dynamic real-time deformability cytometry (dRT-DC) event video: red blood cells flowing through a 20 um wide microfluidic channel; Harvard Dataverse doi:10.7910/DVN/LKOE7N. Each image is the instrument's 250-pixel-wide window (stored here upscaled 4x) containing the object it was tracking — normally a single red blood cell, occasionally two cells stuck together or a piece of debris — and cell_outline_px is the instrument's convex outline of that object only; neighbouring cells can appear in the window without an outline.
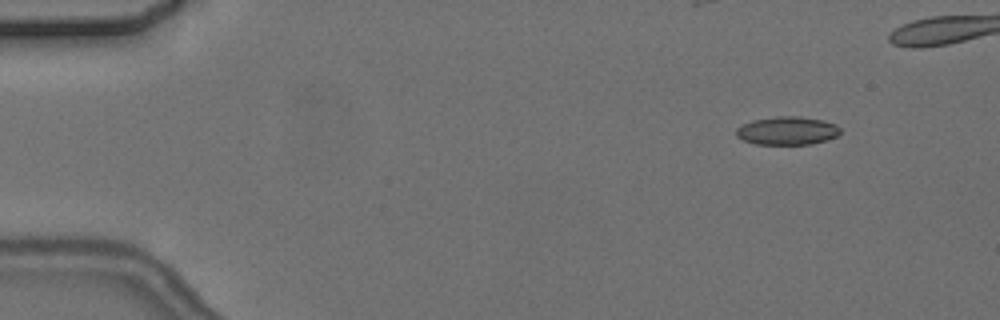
{"species": "common noctule bat (a hibernating species)", "species_latin": "Nyctalus noctula", "temperature_condition": "cold", "stored_images_in_passage": 6, "camera_frame_rate_fps": 3000, "um_per_image_px": 0.085, "animal": {"sex": "female", "body_mass_g": 24.6, "forearm_length_mm": 56.2}, "frame": {"image": 1, "passage_image": 2, "time_ms": 1.333, "image_size_px": [1000, 320], "cell_outline_px": [[840, 132], [836, 136], [828, 140], [812, 144], [756, 144], [744, 140], [736, 136], [736, 128], [752, 120], [776, 116], [800, 116], [820, 120], [836, 124], [840, 128]], "centroid_in_image_um": [66.92, 11.11], "position_along_channel_um": 18.1, "area_um2": 17.11}}
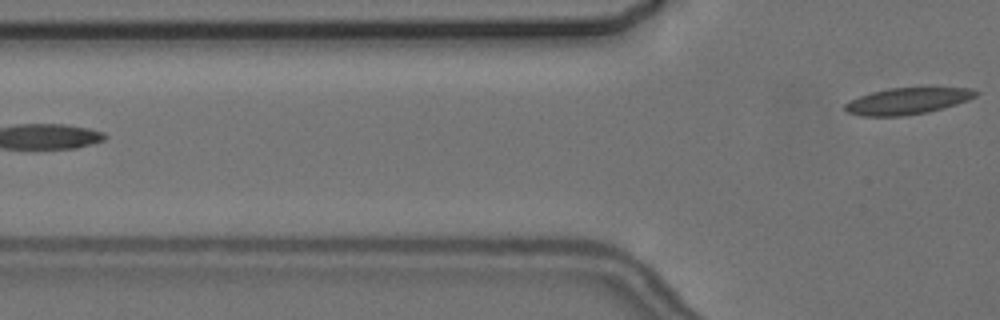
{"frame": {"image": 2, "passage_image": 6, "time_ms": 7.0, "image_size_px": [1000, 320], "cell_outline_px": [[980, 92], [976, 96], [968, 100], [956, 104], [928, 112], [904, 116], [860, 116], [848, 112], [844, 108], [844, 104], [848, 100], [872, 92], [888, 88], [968, 88]], "centroid_in_image_um": [77.1, 8.59], "position_along_channel_um": 48.7, "area_um2": 20.11}}